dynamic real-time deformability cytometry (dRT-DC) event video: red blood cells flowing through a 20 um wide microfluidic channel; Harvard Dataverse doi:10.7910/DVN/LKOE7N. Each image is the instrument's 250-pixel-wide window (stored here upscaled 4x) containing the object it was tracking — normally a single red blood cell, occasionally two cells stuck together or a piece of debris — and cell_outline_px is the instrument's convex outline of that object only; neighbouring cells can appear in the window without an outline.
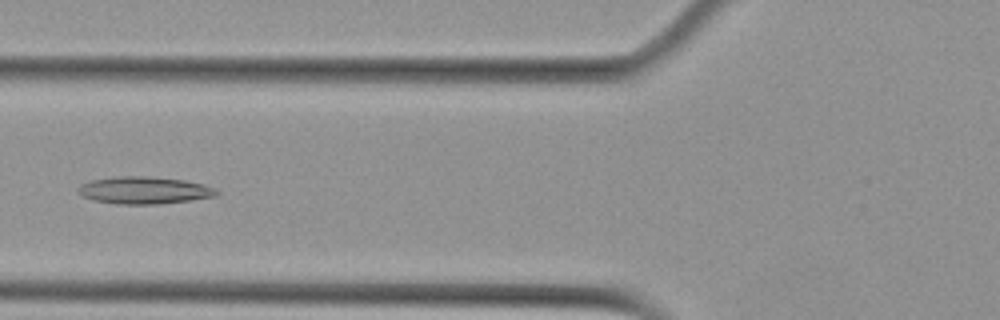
{"species": "Egyptian fruit bat (a non-hibernating species)", "species_latin": "Rousettus aegyptiacus", "temperature_condition": "cold", "stored_images_in_passage": 6, "camera_frame_rate_fps": 3000, "um_per_image_px": 0.085, "animal": {"sex": "female"}, "frame": {"image": 1, "passage_image": 6, "time_ms": 6.0, "image_size_px": [1000, 320], "cell_outline_px": [[220, 192], [216, 196], [192, 200], [160, 204], [116, 204], [92, 200], [76, 192], [76, 188], [80, 184], [92, 180], [116, 176], [148, 176], [184, 180], [216, 188]], "centroid_in_image_um": [12.23, 16.18], "position_along_channel_um": 113.6, "area_um2": 22.14}}